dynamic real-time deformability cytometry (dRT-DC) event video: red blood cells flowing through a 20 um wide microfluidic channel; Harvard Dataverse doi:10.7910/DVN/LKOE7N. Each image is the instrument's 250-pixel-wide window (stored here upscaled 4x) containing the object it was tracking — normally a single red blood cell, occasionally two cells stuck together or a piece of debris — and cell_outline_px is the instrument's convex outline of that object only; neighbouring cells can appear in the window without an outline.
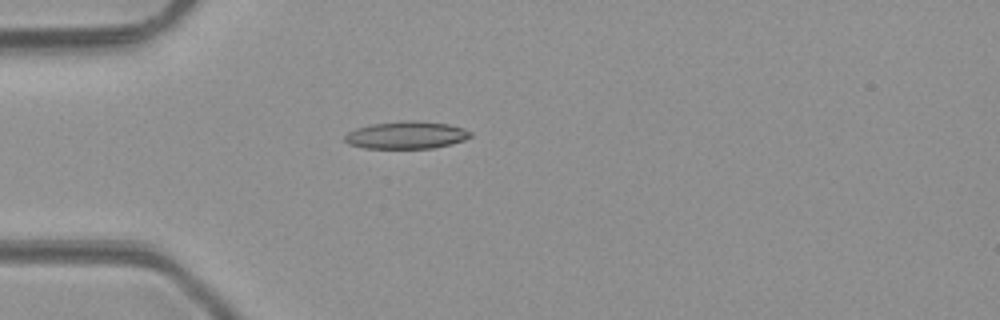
{"species": "common noctule bat (a hibernating species)", "species_latin": "Nyctalus noctula", "temperature_condition": "room temperature", "stored_images_in_passage": 2, "camera_frame_rate_fps": 3000, "um_per_image_px": 0.085, "animal": {"sex": "male", "body_mass_g": 23.1, "forearm_length_mm": 52.7}, "frame": {"image": 1, "passage_image": 2, "time_ms": 1.0, "image_size_px": [1000, 320], "cell_outline_px": [[472, 136], [464, 140], [452, 144], [432, 148], [364, 148], [348, 144], [344, 140], [344, 136], [348, 132], [356, 128], [372, 124], [404, 120], [416, 120], [448, 124], [464, 128], [472, 132]], "centroid_in_image_um": [34.55, 11.48], "position_along_channel_um": 50.4, "area_um2": 20.23}}